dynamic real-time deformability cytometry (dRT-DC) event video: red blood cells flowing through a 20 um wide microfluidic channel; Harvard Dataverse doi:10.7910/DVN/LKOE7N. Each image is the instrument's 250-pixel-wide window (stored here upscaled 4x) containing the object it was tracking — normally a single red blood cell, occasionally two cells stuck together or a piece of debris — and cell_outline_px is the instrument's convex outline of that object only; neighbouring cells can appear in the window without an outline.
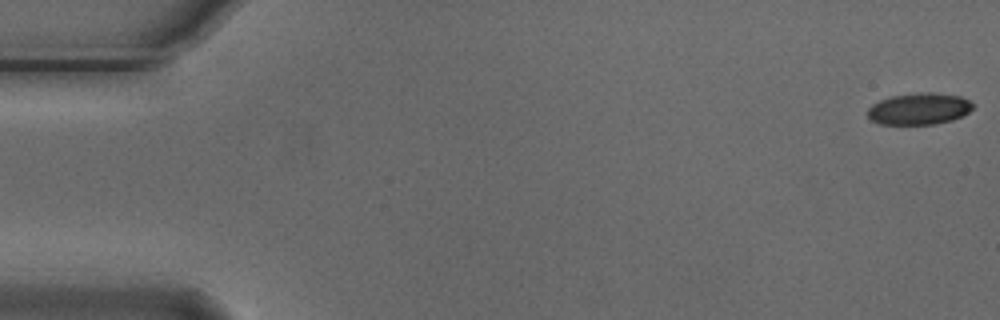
{"species": "Egyptian fruit bat (a non-hibernating species)", "species_latin": "Rousettus aegyptiacus", "temperature_condition": "cold", "stored_images_in_passage": 5, "camera_frame_rate_fps": 3000, "um_per_image_px": 0.085, "animal": {"sex": "male"}, "frame": {"image": 1, "passage_image": 1, "time_ms": 0.0, "image_size_px": [1000, 320], "cell_outline_px": [[972, 108], [968, 112], [952, 120], [932, 124], [880, 124], [872, 120], [868, 116], [868, 108], [872, 104], [880, 100], [892, 96], [920, 92], [928, 92], [960, 96], [968, 100], [972, 104]], "centroid_in_image_um": [78.09, 9.24], "position_along_channel_um": 6.9, "area_um2": 19.13}}
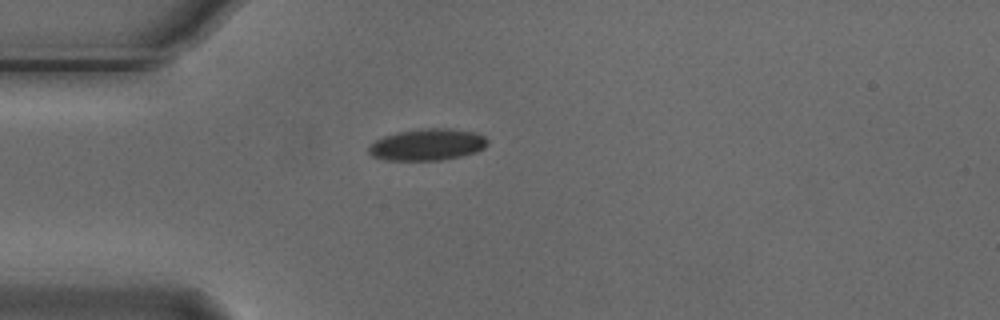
{"frame": {"image": 2, "passage_image": 5, "time_ms": 1.333, "image_size_px": [1000, 320], "cell_outline_px": [[488, 144], [484, 148], [476, 152], [444, 160], [384, 160], [372, 156], [368, 152], [368, 148], [376, 140], [384, 136], [396, 132], [424, 128], [448, 128], [472, 132], [484, 136], [488, 140]], "centroid_in_image_um": [36.32, 12.29], "position_along_channel_um": 48.7, "area_um2": 21.91}}